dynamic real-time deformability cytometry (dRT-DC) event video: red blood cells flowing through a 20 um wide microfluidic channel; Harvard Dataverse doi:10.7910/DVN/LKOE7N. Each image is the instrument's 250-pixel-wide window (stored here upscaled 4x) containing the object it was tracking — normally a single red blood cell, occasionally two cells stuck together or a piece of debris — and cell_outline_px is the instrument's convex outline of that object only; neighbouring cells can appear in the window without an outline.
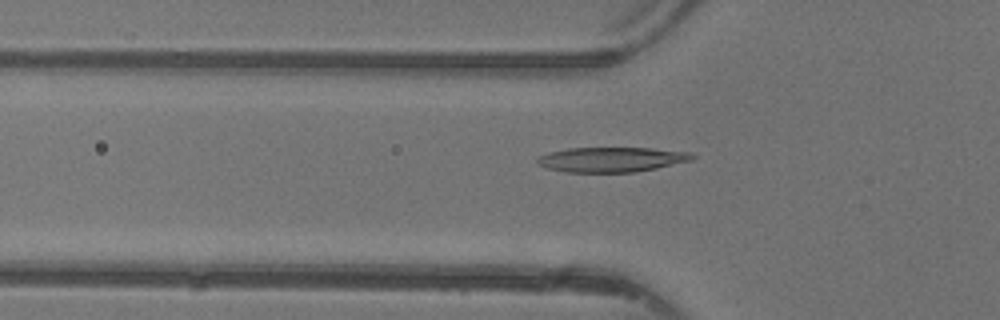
{"species": "common noctule bat (a hibernating species)", "species_latin": "Nyctalus noctula", "temperature_condition": "warm", "stored_images_in_passage": 47, "camera_frame_rate_fps": 3000, "um_per_image_px": 0.085, "animal": {"sex": "female"}, "frame": {"image": 1, "passage_image": 16, "time_ms": 5.0, "image_size_px": [1000, 320], "cell_outline_px": [[696, 156], [692, 160], [656, 168], [632, 172], [568, 172], [548, 168], [540, 164], [536, 160], [540, 156], [548, 152], [568, 148], [652, 148], [692, 152]], "centroid_in_image_um": [52.02, 13.55], "position_along_channel_um": 73.8, "area_um2": 22.31}}
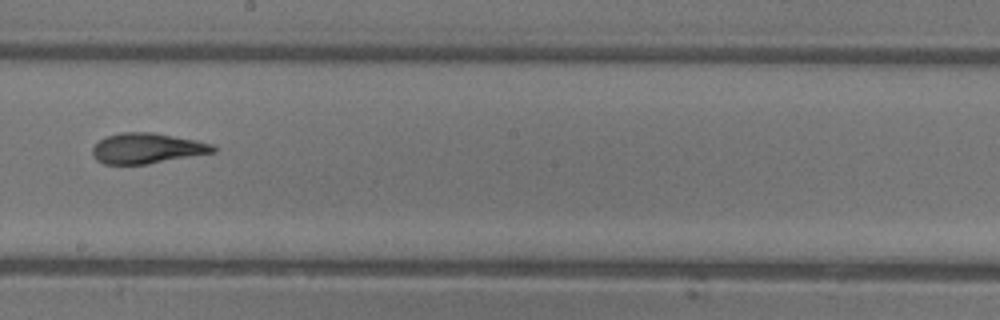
{"frame": {"image": 2, "passage_image": 27, "time_ms": 8.667, "image_size_px": [1000, 320], "cell_outline_px": [[216, 152], [148, 164], [104, 164], [96, 160], [92, 156], [92, 148], [100, 140], [108, 136], [120, 132], [152, 132], [196, 140], [212, 144], [216, 148]], "centroid_in_image_um": [12.49, 12.61], "position_along_channel_um": 235.7, "area_um2": 21.39}}
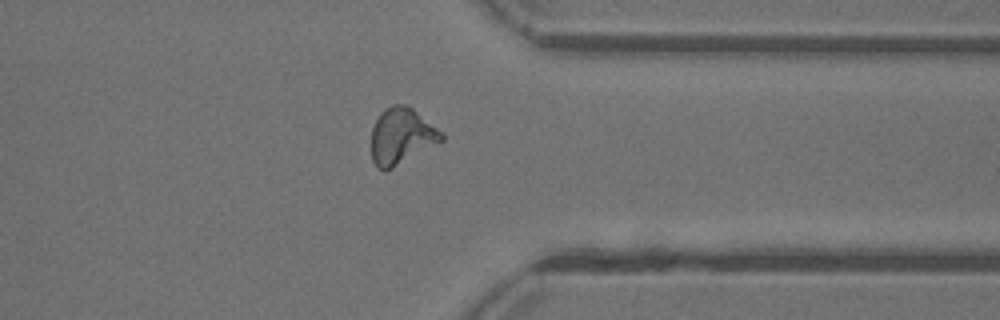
{"frame": {"image": 3, "passage_image": 37, "time_ms": 12.0, "image_size_px": [1000, 320], "cell_outline_px": [[444, 140], [392, 168], [384, 172], [376, 168], [372, 160], [372, 128], [380, 112], [384, 108], [392, 104], [408, 104], [444, 132]], "centroid_in_image_um": [34.13, 11.55], "position_along_channel_um": 377.3, "area_um2": 23.29}, "authors_computed_cell_mechanics": {"area_um2": 22.1374, "velocity_mm_per_s": 4.3926, "shape_relaxation_time_tau1_ms": 4.5356, "shape_relaxation_time_tau2_ms": 1.551, "deformation_change_tau1": 0.217, "deformation_change_tau2": 0.084}}